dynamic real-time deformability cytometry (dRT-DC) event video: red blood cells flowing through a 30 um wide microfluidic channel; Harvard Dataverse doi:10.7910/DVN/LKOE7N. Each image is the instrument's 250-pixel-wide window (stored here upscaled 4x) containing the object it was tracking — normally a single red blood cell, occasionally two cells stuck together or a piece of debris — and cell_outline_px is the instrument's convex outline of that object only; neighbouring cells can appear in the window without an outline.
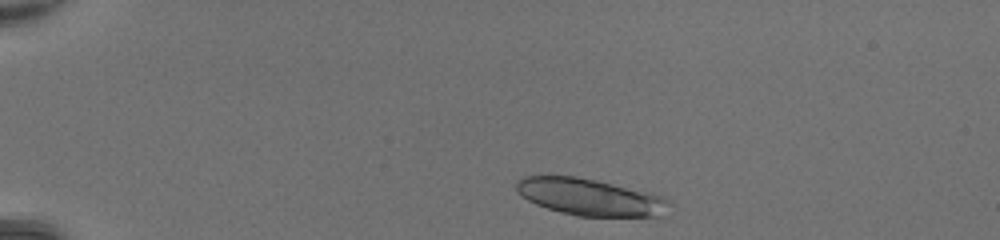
{"species": "common noctule bat (a hibernating species)", "species_latin": "Nyctalus noctula", "temperature_condition": "room temperature", "stored_images_in_passage": 39, "segment_of_instrument_passage": [1, 2], "camera_frame_rate_fps": 3000, "um_per_image_px": 0.085, "animal": {"sex": "female", "body_mass_g": 20.0, "forearm_length_mm": 54.0}, "frame": {"image": 1, "passage_image": 2, "time_ms": 0.333, "image_size_px": [1000, 240], "cell_outline_px": [[672, 204], [656, 216], [576, 216], [560, 212], [536, 204], [520, 196], [516, 192], [516, 180], [524, 176], [576, 176], [596, 180], [652, 192], [664, 196]], "centroid_in_image_um": [50.12, 16.74], "position_along_channel_um": 34.9, "area_um2": 32.89}}